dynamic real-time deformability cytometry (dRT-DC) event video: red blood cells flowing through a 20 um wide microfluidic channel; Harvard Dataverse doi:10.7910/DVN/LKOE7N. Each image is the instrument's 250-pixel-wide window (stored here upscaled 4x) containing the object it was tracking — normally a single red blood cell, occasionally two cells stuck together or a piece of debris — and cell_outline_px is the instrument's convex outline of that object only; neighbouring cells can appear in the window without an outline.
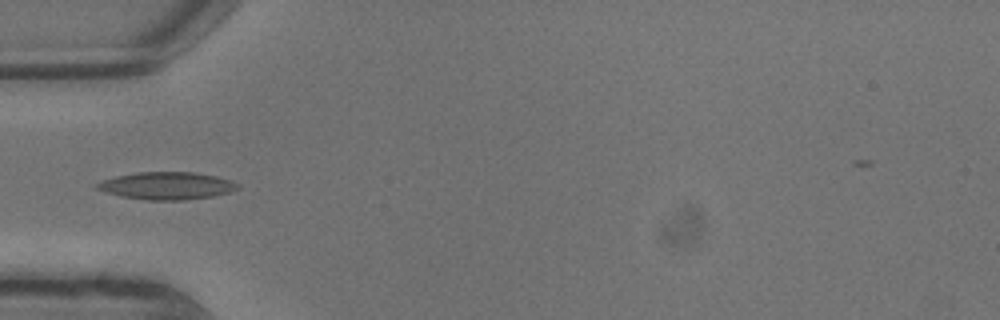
{"species": "common noctule bat (a hibernating species)", "species_latin": "Nyctalus noctula", "temperature_condition": "warm", "stored_images_in_passage": 9, "camera_frame_rate_fps": 3000, "um_per_image_px": 0.085, "animal": {"sex": "male", "body_mass_g": 13.3}, "frame": {"image": 1, "passage_image": 6, "time_ms": 1.667, "image_size_px": [1000, 320], "cell_outline_px": [[240, 188], [228, 192], [212, 196], [184, 200], [148, 200], [120, 196], [96, 188], [92, 184], [100, 180], [116, 176], [136, 172], [196, 172], [216, 176], [240, 184]], "centroid_in_image_um": [14.14, 15.78], "position_along_channel_um": 70.9, "area_um2": 22.54}}
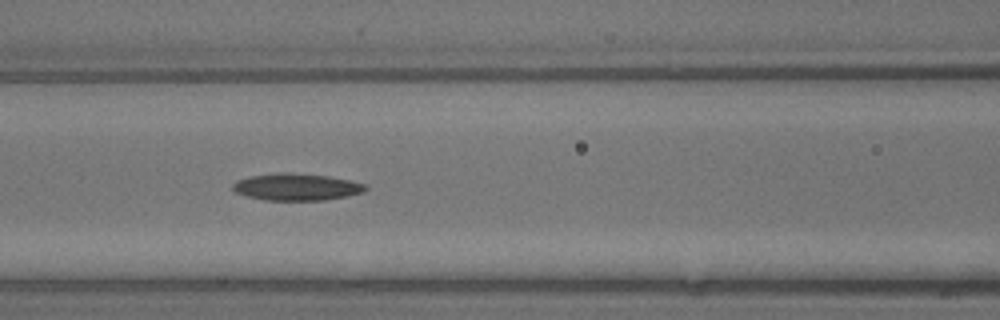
{"frame": {"image": 2, "passage_image": 8, "time_ms": 2.333, "image_size_px": [1000, 320], "cell_outline_px": [[368, 188], [364, 192], [348, 196], [324, 200], [264, 200], [248, 196], [236, 192], [232, 188], [232, 184], [236, 180], [248, 176], [276, 172], [292, 172], [328, 176], [352, 180], [368, 184]], "centroid_in_image_um": [25.23, 15.87], "position_along_channel_um": 141.4, "area_um2": 21.21}}
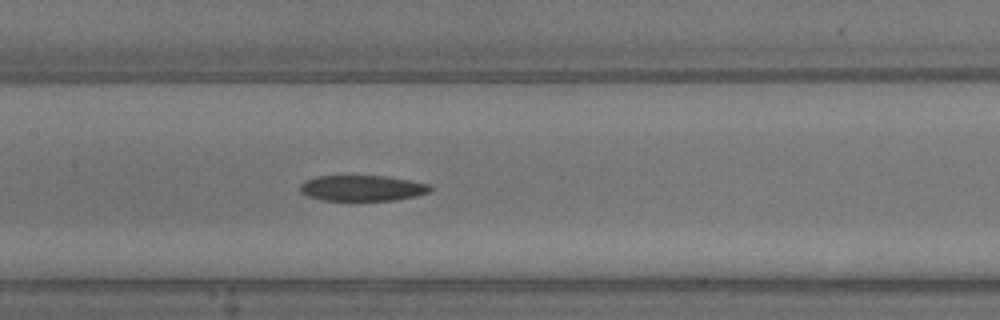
{"frame": {"image": 3, "passage_image": 9, "time_ms": 2.667, "image_size_px": [1000, 320], "cell_outline_px": [[432, 192], [416, 196], [396, 200], [320, 200], [308, 196], [300, 192], [300, 184], [304, 180], [316, 176], [388, 176], [428, 184], [432, 188]], "centroid_in_image_um": [30.78, 15.99], "position_along_channel_um": 176.6, "area_um2": 19.59}}